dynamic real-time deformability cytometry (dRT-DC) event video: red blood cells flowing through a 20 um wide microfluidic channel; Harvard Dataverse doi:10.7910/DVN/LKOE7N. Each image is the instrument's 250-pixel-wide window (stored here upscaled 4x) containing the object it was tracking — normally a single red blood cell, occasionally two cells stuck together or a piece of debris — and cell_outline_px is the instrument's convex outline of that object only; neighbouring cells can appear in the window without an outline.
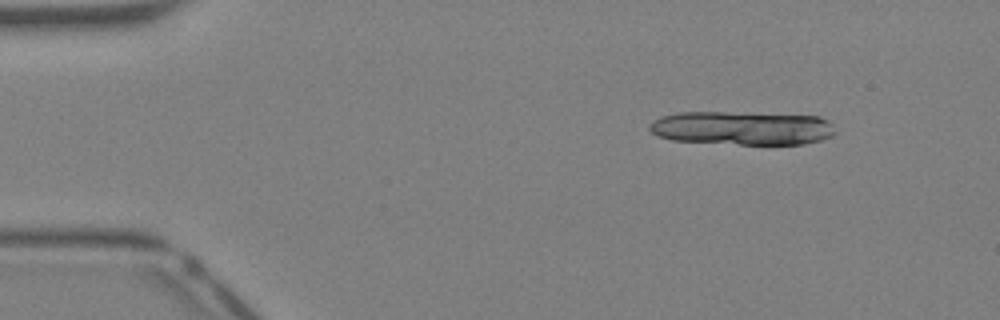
{"species": "Egyptian fruit bat (a non-hibernating species)", "species_latin": "Rousettus aegyptiacus", "temperature_condition": "warm", "stored_images_in_passage": 37, "segment_of_instrument_passage": [1, 2], "camera_frame_rate_fps": 3000, "um_per_image_px": 0.085, "animal": {"sex": "female"}, "frame": {"image": 1, "passage_image": 1, "time_ms": 0.0, "image_size_px": [1000, 320], "cell_outline_px": [[836, 132], [832, 136], [820, 140], [804, 144], [740, 144], [672, 140], [660, 136], [652, 132], [648, 128], [652, 120], [660, 116], [680, 112], [724, 112], [820, 116], [828, 120], [832, 124]], "centroid_in_image_um": [63.09, 10.88], "position_along_channel_um": 21.9, "area_um2": 36.47}}